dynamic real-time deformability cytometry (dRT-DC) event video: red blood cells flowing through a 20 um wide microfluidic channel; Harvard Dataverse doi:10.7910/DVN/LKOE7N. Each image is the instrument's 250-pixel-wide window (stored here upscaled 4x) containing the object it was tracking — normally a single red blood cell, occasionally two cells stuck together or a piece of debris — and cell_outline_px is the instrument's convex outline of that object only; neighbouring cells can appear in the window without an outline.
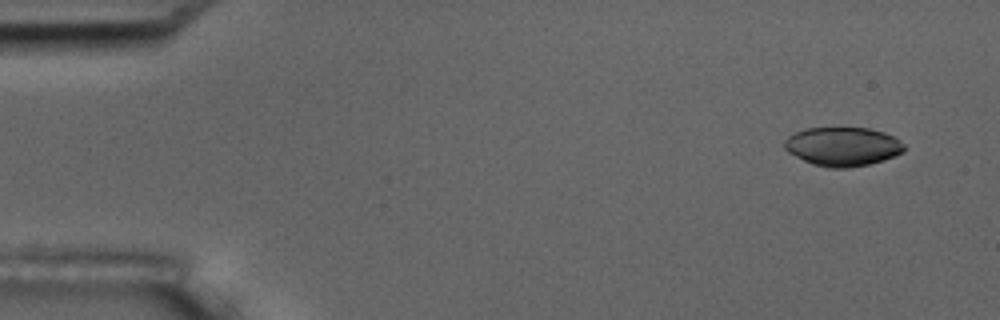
{"species": "common noctule bat (a hibernating species)", "species_latin": "Nyctalus noctula", "temperature_condition": "room temperature", "stored_images_in_passage": 6, "camera_frame_rate_fps": 3000, "um_per_image_px": 0.085, "animal": {"sex": "male", "body_mass_g": 17.5, "forearm_length_mm": 52.3}, "frame": {"image": 1, "passage_image": 1, "time_ms": 0.0, "image_size_px": [1000, 320], "cell_outline_px": [[904, 152], [896, 156], [884, 160], [868, 164], [848, 168], [828, 168], [812, 164], [788, 152], [784, 148], [784, 140], [788, 136], [804, 128], [868, 128], [884, 132], [900, 140], [904, 144]], "centroid_in_image_um": [71.64, 12.46], "position_along_channel_um": 13.4, "area_um2": 27.22}}
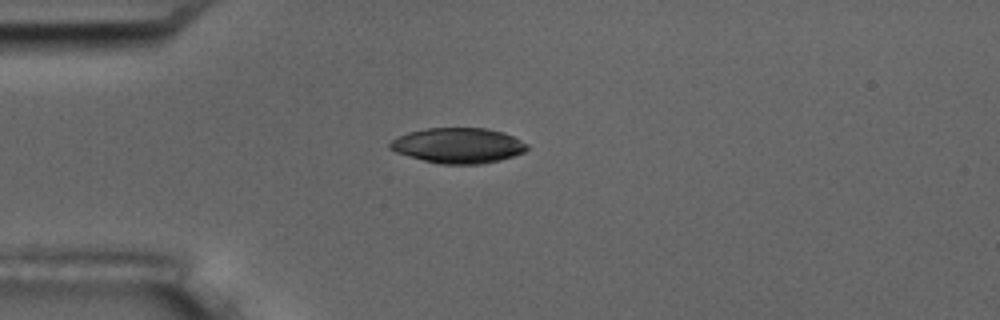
{"frame": {"image": 2, "passage_image": 4, "time_ms": 3.667, "image_size_px": [1000, 320], "cell_outline_px": [[528, 148], [524, 152], [500, 160], [480, 164], [440, 164], [424, 160], [396, 152], [388, 148], [388, 144], [392, 140], [408, 132], [428, 128], [488, 128], [504, 132], [528, 144]], "centroid_in_image_um": [38.95, 12.36], "position_along_channel_um": 46.0, "area_um2": 28.09}}